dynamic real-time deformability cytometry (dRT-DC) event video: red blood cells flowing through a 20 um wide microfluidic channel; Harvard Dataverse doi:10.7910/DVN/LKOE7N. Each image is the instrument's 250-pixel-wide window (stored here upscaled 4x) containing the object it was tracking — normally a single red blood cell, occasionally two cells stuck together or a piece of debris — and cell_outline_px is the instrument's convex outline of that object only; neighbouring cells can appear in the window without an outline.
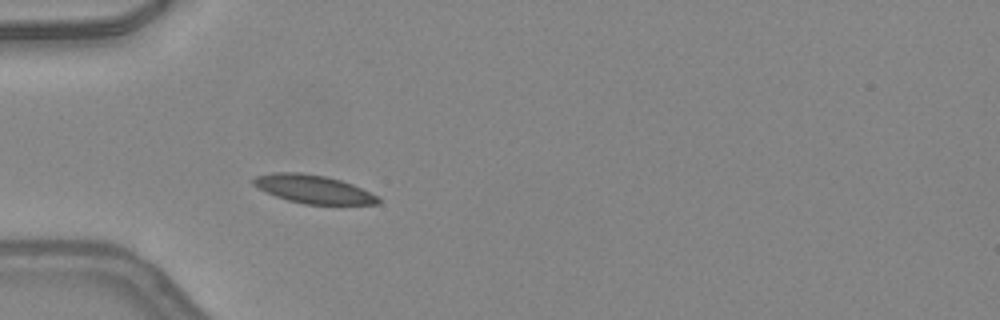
{"species": "common noctule bat (a hibernating species)", "species_latin": "Nyctalus noctula", "temperature_condition": "warm", "stored_images_in_passage": 4, "camera_frame_rate_fps": 3000, "um_per_image_px": 0.085, "animal": {"sex": "female", "body_mass_g": 24.6, "forearm_length_mm": 56.2}, "frame": {"image": 1, "passage_image": 1, "time_ms": 0.0, "image_size_px": [1000, 320], "cell_outline_px": [[380, 204], [304, 204], [288, 200], [264, 192], [252, 184], [252, 180], [256, 176], [272, 172], [300, 172], [324, 176], [340, 180], [352, 184], [376, 196], [380, 200]], "centroid_in_image_um": [26.57, 16.07], "position_along_channel_um": 58.4, "area_um2": 20.4}}
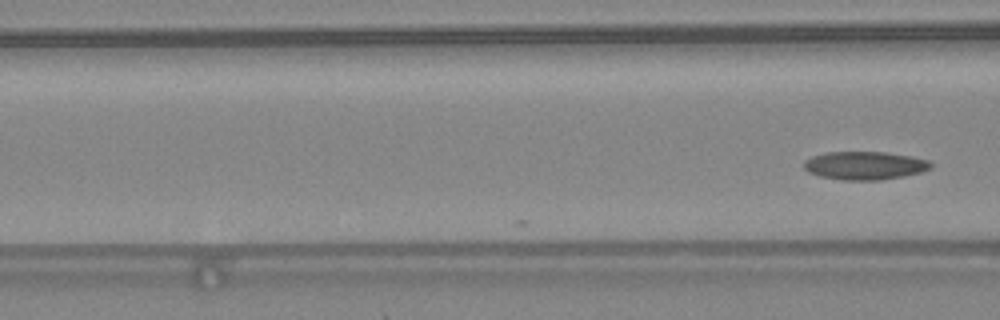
{"frame": {"image": 2, "passage_image": 4, "time_ms": 1.0, "image_size_px": [1000, 320], "cell_outline_px": [[932, 168], [920, 172], [904, 176], [880, 180], [844, 180], [820, 176], [808, 172], [804, 168], [804, 160], [812, 156], [828, 152], [884, 152], [912, 156], [928, 160], [932, 164]], "centroid_in_image_um": [73.51, 14.07], "position_along_channel_um": 93.1, "area_um2": 20.87}}